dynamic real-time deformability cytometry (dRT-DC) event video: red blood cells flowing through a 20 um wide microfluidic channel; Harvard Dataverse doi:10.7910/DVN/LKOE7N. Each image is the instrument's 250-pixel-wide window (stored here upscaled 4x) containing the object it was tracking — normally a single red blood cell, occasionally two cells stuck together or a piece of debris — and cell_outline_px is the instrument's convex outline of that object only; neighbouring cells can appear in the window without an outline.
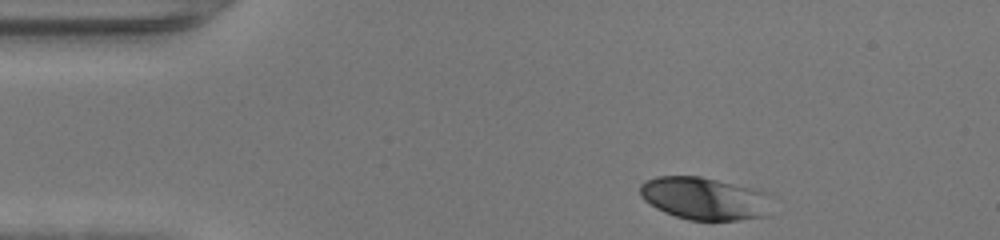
{"species": "human", "species_latin": "Homo sapiens", "temperature_condition": "warm", "stored_images_in_passage": 33, "camera_frame_rate_fps": 3000, "um_per_image_px": 0.085, "donor": {"sex": "female"}, "frame": {"image": 1, "passage_image": 1, "time_ms": 0.0, "image_size_px": [1000, 240], "cell_outline_px": [[768, 216], [736, 220], [688, 220], [664, 212], [656, 208], [644, 200], [640, 196], [640, 184], [644, 180], [656, 176], [700, 176], [752, 188], [764, 192]], "centroid_in_image_um": [59.77, 16.86], "position_along_channel_um": 25.2, "area_um2": 32.31}}
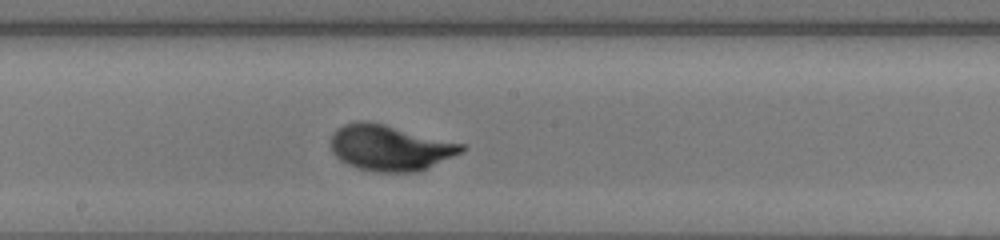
{"frame": {"image": 2, "passage_image": 19, "time_ms": 6.0, "image_size_px": [1000, 240], "cell_outline_px": [[468, 148], [452, 156], [416, 172], [372, 172], [356, 168], [340, 160], [332, 152], [332, 132], [336, 128], [344, 124], [356, 120], [368, 120], [464, 144]], "centroid_in_image_um": [33.09, 12.55], "position_along_channel_um": 215.1, "area_um2": 34.74}}
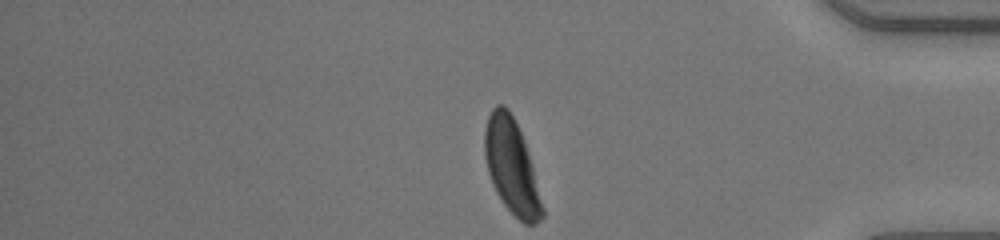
{"frame": {"image": 3, "passage_image": 33, "time_ms": 10.667, "image_size_px": [1000, 240], "cell_outline_px": [[544, 216], [536, 224], [524, 224], [504, 204], [496, 192], [492, 184], [488, 172], [484, 152], [484, 132], [488, 116], [492, 108], [496, 104], [504, 104], [508, 108], [524, 140], [532, 164], [544, 208]], "centroid_in_image_um": [43.48, 14.16], "position_along_channel_um": 391.7, "area_um2": 31.56}, "authors_computed_cell_mechanics": {"area_um2": 33.4662, "velocity_mm_per_s": 4.3492, "shape_relaxation_time_tau1_ms": 2.4277, "shape_relaxation_time_tau2_ms": null, "deformation_change_tau1": 0.1745, "deformation_change_tau2": null}}